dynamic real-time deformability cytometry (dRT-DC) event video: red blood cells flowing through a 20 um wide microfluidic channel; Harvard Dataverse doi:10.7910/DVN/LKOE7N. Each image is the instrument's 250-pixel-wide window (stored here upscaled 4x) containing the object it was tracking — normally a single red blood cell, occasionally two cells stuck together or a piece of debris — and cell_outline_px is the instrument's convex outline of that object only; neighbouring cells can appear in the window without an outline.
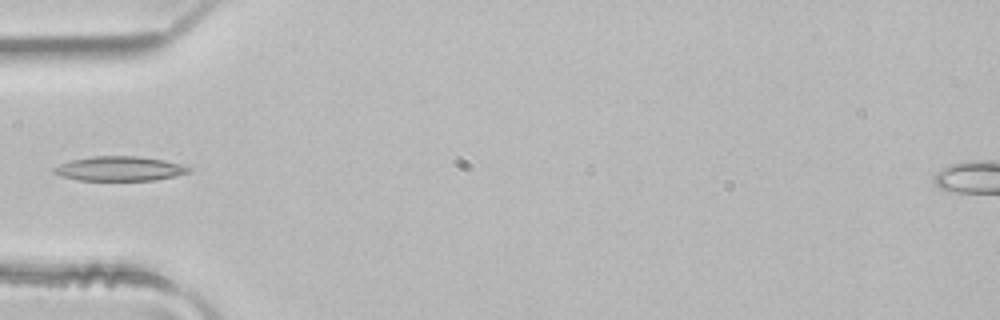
{"species": "common noctule bat (a hibernating species)", "species_latin": "Nyctalus noctula", "temperature_condition": "room temperature", "stored_images_in_passage": 4, "camera_frame_rate_fps": 3000, "um_per_image_px": 0.085, "animal": {"sex": "male", "body_mass_g": 21.5, "forearm_length_mm": 52.0}, "frame": {"image": 1, "passage_image": 4, "time_ms": 1.0, "image_size_px": [1000, 320], "cell_outline_px": [[192, 172], [156, 180], [80, 180], [60, 176], [52, 172], [52, 168], [60, 164], [72, 160], [92, 156], [136, 156], [164, 160], [180, 164], [192, 168]], "centroid_in_image_um": [10.17, 14.33], "position_along_channel_um": 74.8, "area_um2": 19.25}}